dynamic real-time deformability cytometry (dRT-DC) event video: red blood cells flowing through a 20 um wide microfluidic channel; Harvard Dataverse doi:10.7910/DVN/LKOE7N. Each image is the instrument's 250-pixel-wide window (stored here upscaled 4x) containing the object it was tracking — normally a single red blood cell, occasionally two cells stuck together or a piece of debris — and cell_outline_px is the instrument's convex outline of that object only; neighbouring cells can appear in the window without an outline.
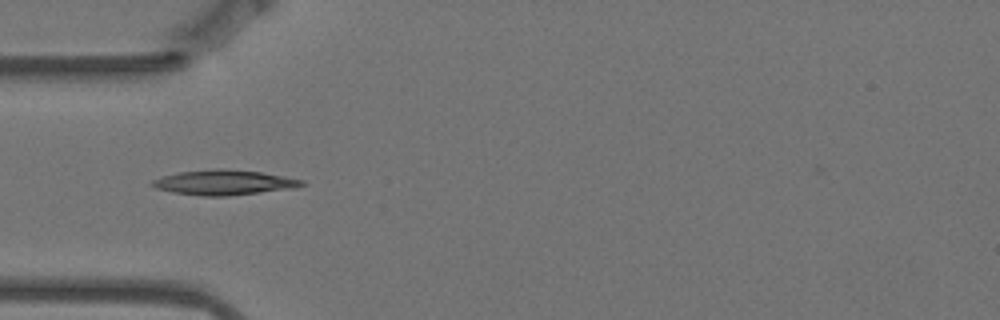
{"species": "Egyptian fruit bat (a non-hibernating species)", "species_latin": "Rousettus aegyptiacus", "temperature_condition": "warm", "stored_images_in_passage": 8, "camera_frame_rate_fps": 3000, "um_per_image_px": 0.085, "animal": {"sex": "female"}, "frame": {"image": 1, "passage_image": 4, "time_ms": 1.0, "image_size_px": [1000, 320], "cell_outline_px": [[308, 184], [292, 188], [228, 196], [200, 196], [172, 192], [156, 188], [148, 184], [152, 180], [164, 176], [180, 172], [216, 168], [220, 168], [260, 172], [284, 176], [304, 180]], "centroid_in_image_um": [19.03, 15.51], "position_along_channel_um": 66.0, "area_um2": 21.73}}
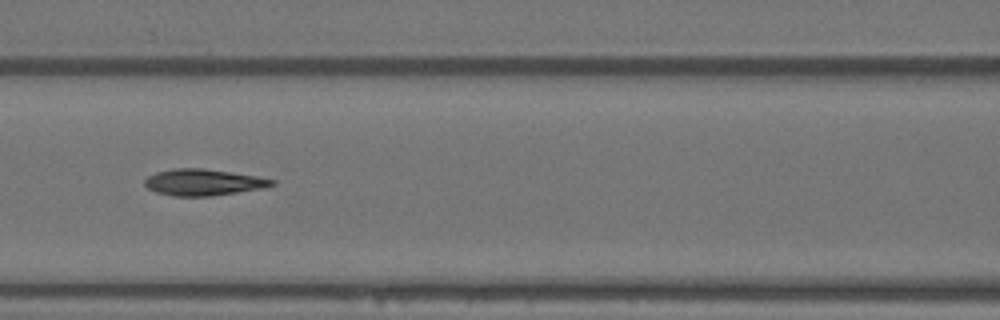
{"frame": {"image": 2, "passage_image": 6, "time_ms": 1.667, "image_size_px": [1000, 320], "cell_outline_px": [[276, 184], [264, 188], [212, 196], [172, 196], [156, 192], [148, 188], [144, 184], [144, 180], [148, 176], [156, 172], [176, 168], [204, 168], [256, 176], [276, 180]], "centroid_in_image_um": [17.29, 15.5], "position_along_channel_um": 149.3, "area_um2": 19.59}}
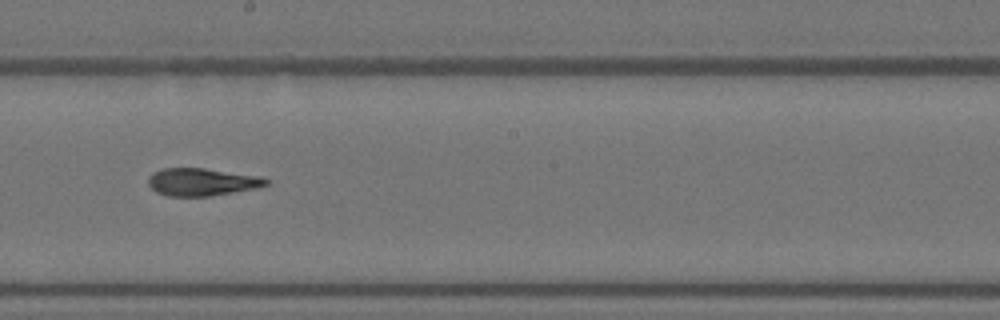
{"frame": {"image": 3, "passage_image": 8, "time_ms": 2.333, "image_size_px": [1000, 320], "cell_outline_px": [[268, 184], [256, 188], [208, 196], [168, 196], [156, 192], [148, 184], [148, 176], [152, 172], [164, 168], [204, 168], [260, 176], [268, 180]], "centroid_in_image_um": [17.12, 15.46], "position_along_channel_um": 231.1, "area_um2": 18.84}}